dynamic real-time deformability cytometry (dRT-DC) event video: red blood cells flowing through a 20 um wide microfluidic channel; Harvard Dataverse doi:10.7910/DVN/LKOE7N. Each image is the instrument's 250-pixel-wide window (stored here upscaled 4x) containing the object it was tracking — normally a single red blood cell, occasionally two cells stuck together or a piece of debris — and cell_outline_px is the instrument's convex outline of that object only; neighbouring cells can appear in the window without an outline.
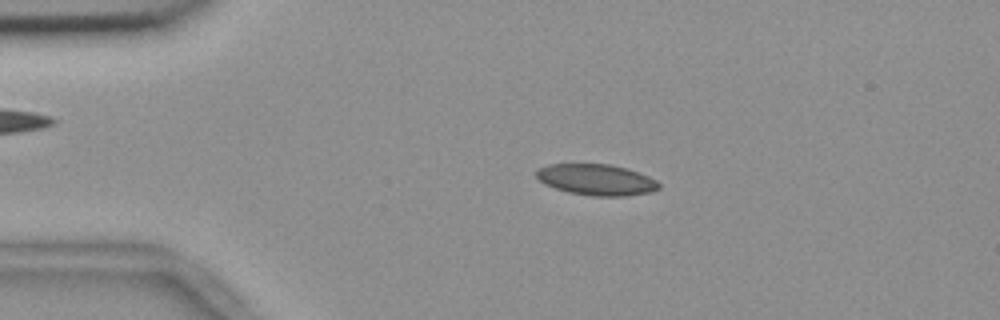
{"species": "common noctule bat (a hibernating species)", "species_latin": "Nyctalus noctula", "temperature_condition": "room temperature", "stored_images_in_passage": 5, "camera_frame_rate_fps": 3000, "um_per_image_px": 0.085, "animal": {"sex": "female", "body_mass_g": 18.4}, "frame": {"image": 1, "passage_image": 4, "time_ms": 1.0, "image_size_px": [1000, 320], "cell_outline_px": [[660, 188], [648, 192], [624, 196], [592, 196], [568, 192], [544, 184], [536, 176], [536, 168], [548, 164], [608, 164], [628, 168], [648, 176], [656, 180], [660, 184]], "centroid_in_image_um": [50.67, 15.26], "position_along_channel_um": 34.3, "area_um2": 22.2}}